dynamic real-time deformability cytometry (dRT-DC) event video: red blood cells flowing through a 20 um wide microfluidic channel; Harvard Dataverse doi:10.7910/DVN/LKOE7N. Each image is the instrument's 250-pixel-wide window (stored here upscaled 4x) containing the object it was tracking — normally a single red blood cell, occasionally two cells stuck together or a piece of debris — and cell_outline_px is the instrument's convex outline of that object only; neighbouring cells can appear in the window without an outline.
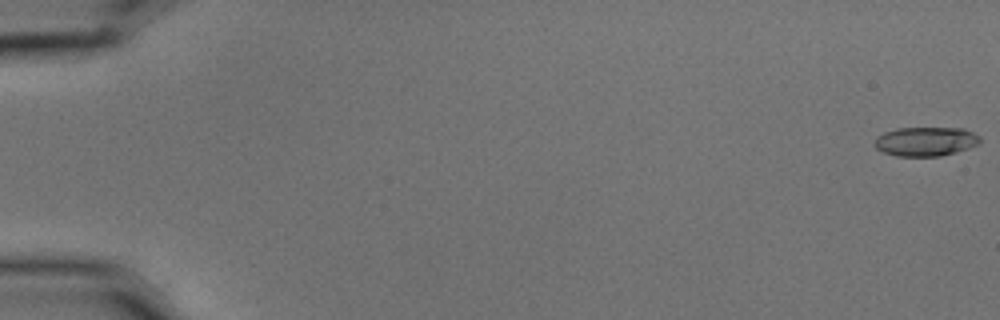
{"species": "common noctule bat (a hibernating species)", "species_latin": "Nyctalus noctula", "temperature_condition": "cold", "stored_images_in_passage": 57, "camera_frame_rate_fps": 3000, "um_per_image_px": 0.085, "animal": {"sex": "male", "body_mass_g": 15.6}, "frame": {"image": 1, "passage_image": 1, "time_ms": 0.0, "image_size_px": [1000, 320], "cell_outline_px": [[980, 144], [956, 152], [940, 156], [896, 156], [884, 152], [876, 148], [876, 136], [884, 132], [896, 128], [964, 128], [980, 136]], "centroid_in_image_um": [78.7, 12.02], "position_along_channel_um": 6.3, "area_um2": 17.92}}
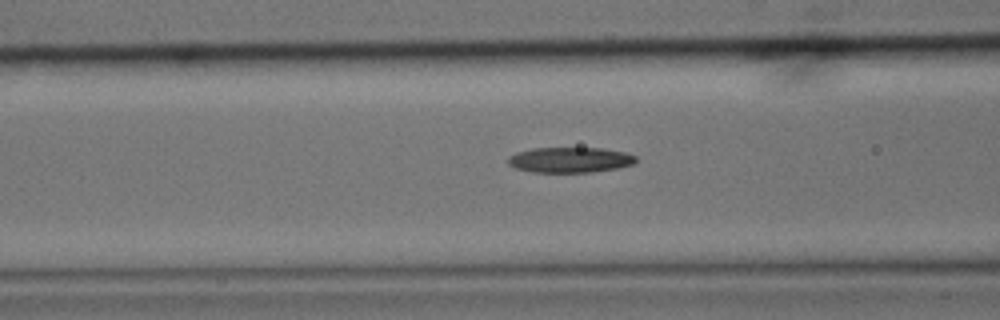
{"frame": {"image": 2, "passage_image": 24, "time_ms": 7.667, "image_size_px": [1000, 320], "cell_outline_px": [[636, 160], [632, 164], [616, 168], [592, 172], [532, 172], [516, 168], [508, 164], [508, 156], [516, 152], [532, 148], [600, 148], [624, 152], [636, 156]], "centroid_in_image_um": [48.41, 13.58], "position_along_channel_um": 118.2, "area_um2": 18.84}}
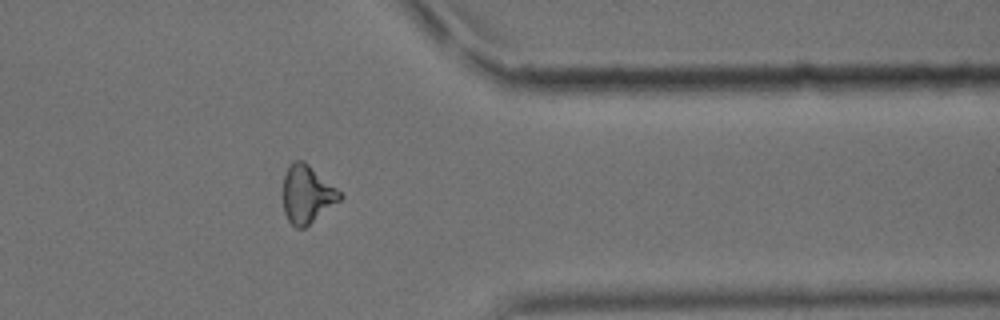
{"frame": {"image": 3, "passage_image": 47, "time_ms": 15.333, "image_size_px": [1000, 320], "cell_outline_px": [[344, 196], [340, 200], [304, 228], [296, 228], [288, 220], [284, 212], [284, 176], [292, 160], [304, 160], [336, 188]], "centroid_in_image_um": [26.09, 16.5], "position_along_channel_um": 385.3, "area_um2": 18.84}, "authors_computed_cell_mechanics": {"area_um2": 18.8428, "velocity_mm_per_s": 3.6002, "shape_relaxation_time_tau1_ms": 8.1942, "shape_relaxation_time_tau2_ms": 9.8591, "deformation_change_tau1": 0.1839, "deformation_change_tau2": 0.2276}}